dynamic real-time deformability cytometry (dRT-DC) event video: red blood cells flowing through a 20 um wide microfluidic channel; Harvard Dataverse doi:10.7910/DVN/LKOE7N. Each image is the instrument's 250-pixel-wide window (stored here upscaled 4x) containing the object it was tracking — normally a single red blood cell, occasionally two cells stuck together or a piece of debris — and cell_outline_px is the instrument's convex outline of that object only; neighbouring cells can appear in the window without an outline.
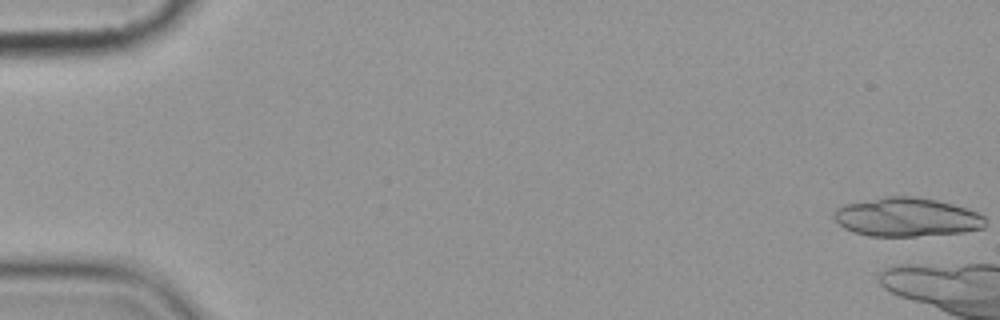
{"species": "common noctule bat (a hibernating species)", "species_latin": "Nyctalus noctula", "temperature_condition": "cold", "stored_images_in_passage": 3, "camera_frame_rate_fps": 3000, "um_per_image_px": 0.085, "animal": {"sex": "female", "body_mass_g": 19.9}, "frame": {"image": 1, "passage_image": 1, "time_ms": 0.0, "image_size_px": [1000, 320], "cell_outline_px": [[984, 228], [964, 232], [916, 236], [868, 236], [852, 232], [844, 228], [832, 216], [832, 212], [836, 208], [844, 204], [888, 196], [916, 196], [936, 200], [968, 208], [984, 216]], "centroid_in_image_um": [77.04, 18.46], "position_along_channel_um": 8.0, "area_um2": 34.33}}